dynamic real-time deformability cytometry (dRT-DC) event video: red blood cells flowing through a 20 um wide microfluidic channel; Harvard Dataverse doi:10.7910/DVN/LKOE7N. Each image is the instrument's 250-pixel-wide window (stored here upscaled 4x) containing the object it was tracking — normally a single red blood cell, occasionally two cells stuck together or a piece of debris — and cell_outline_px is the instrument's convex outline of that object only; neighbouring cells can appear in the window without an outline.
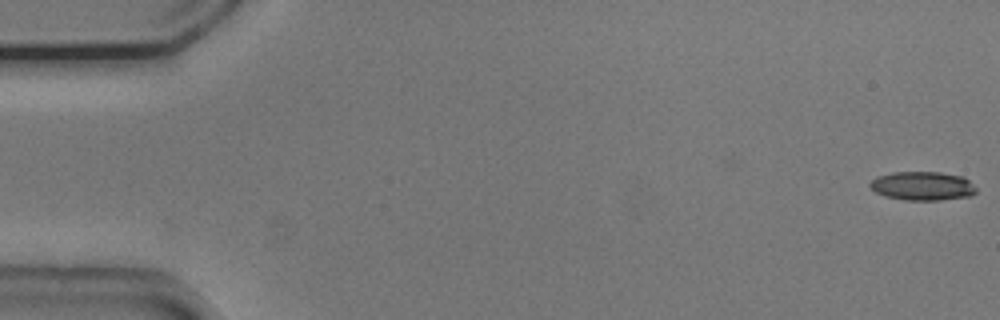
{"species": "common noctule bat (a hibernating species)", "species_latin": "Nyctalus noctula", "temperature_condition": "cold", "stored_images_in_passage": 54, "camera_frame_rate_fps": 3000, "um_per_image_px": 0.085, "animal": {"sex": "male", "body_mass_g": 20.5, "forearm_length_mm": 52.5}, "frame": {"image": 1, "passage_image": 1, "time_ms": 0.0, "image_size_px": [1000, 320], "cell_outline_px": [[976, 192], [972, 196], [940, 200], [904, 200], [884, 196], [876, 192], [868, 184], [876, 176], [892, 172], [940, 172], [964, 176], [976, 188]], "centroid_in_image_um": [78.42, 15.8], "position_along_channel_um": 6.6, "area_um2": 17.98}}
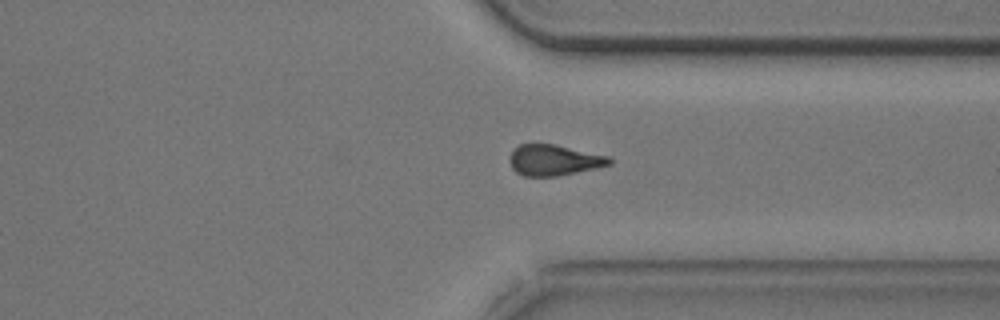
{"frame": {"image": 2, "passage_image": 41, "time_ms": 13.333, "image_size_px": [1000, 320], "cell_outline_px": [[612, 164], [596, 168], [556, 176], [524, 176], [516, 172], [512, 168], [508, 160], [512, 152], [520, 144], [556, 144], [612, 156]], "centroid_in_image_um": [47.13, 13.6], "position_along_channel_um": 364.3, "area_um2": 18.09}}
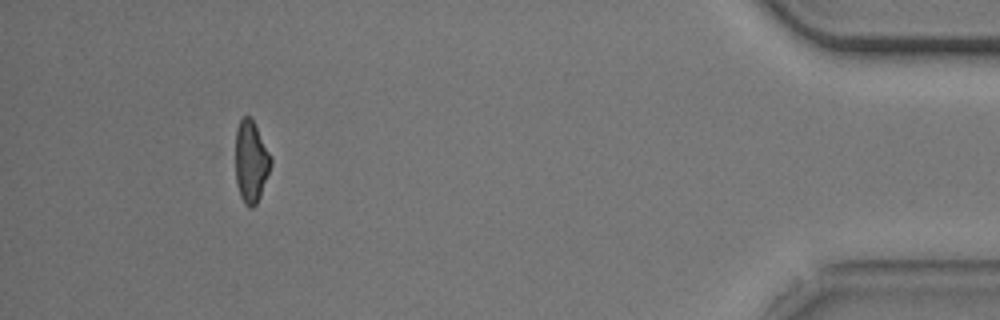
{"frame": {"image": 3, "passage_image": 50, "time_ms": 16.333, "image_size_px": [1000, 320], "cell_outline_px": [[272, 164], [260, 196], [256, 204], [252, 208], [248, 208], [244, 204], [240, 196], [236, 184], [236, 128], [240, 120], [244, 116], [248, 116], [252, 120], [272, 156]], "centroid_in_image_um": [21.34, 13.77], "position_along_channel_um": 413.9, "area_um2": 16.88}, "authors_computed_cell_mechanics": {"area_um2": 18.4671, "velocity_mm_per_s": 3.7624, "shape_relaxation_time_tau1_ms": 3.7651, "shape_relaxation_time_tau2_ms": 5.197, "deformation_change_tau1": 0.128, "deformation_change_tau2": 0.1393}}